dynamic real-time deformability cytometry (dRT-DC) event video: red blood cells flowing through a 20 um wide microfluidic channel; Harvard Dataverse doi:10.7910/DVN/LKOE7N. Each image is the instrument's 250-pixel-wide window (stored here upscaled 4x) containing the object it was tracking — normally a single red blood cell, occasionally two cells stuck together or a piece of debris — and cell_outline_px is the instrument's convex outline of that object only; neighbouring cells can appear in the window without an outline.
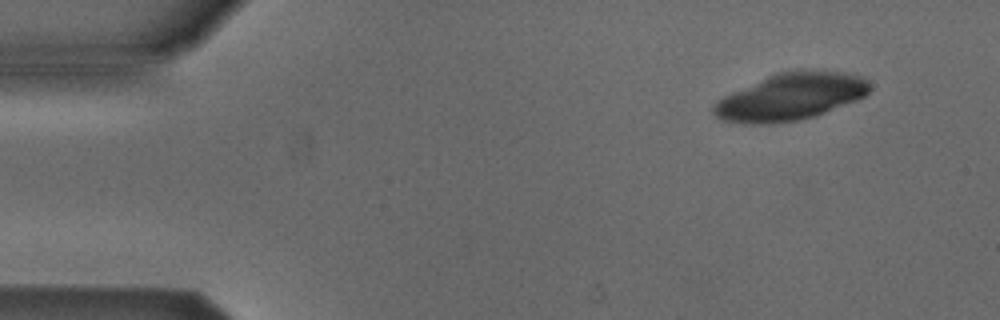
{"species": "Egyptian fruit bat (a non-hibernating species)", "species_latin": "Rousettus aegyptiacus", "temperature_condition": "cold", "stored_images_in_passage": 5, "camera_frame_rate_fps": 3000, "um_per_image_px": 0.085, "animal": {"sex": "male"}, "frame": {"image": 1, "passage_image": 1, "time_ms": 0.0, "image_size_px": [1000, 320], "cell_outline_px": [[872, 88], [864, 96], [856, 100], [824, 112], [812, 116], [796, 120], [724, 120], [716, 116], [712, 112], [712, 108], [716, 100], [732, 92], [776, 72], [800, 68], [804, 68], [836, 72], [860, 76]], "centroid_in_image_um": [67.25, 8.13], "position_along_channel_um": 17.8, "area_um2": 41.15}}